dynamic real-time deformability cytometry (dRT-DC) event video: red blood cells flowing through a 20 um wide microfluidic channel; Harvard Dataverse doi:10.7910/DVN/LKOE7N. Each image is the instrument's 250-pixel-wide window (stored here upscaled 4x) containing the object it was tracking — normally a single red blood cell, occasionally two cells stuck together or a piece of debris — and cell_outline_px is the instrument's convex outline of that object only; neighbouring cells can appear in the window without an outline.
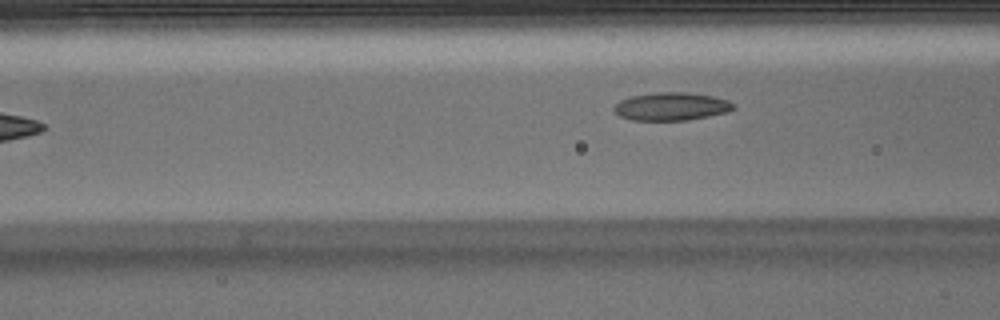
{"species": "Egyptian fruit bat (a non-hibernating species)", "species_latin": "Rousettus aegyptiacus", "temperature_condition": "warm", "stored_images_in_passage": 7, "camera_frame_rate_fps": 3000, "um_per_image_px": 0.085, "animal": {"sex": "male"}, "frame": {"image": 1, "passage_image": 7, "time_ms": 2.0, "image_size_px": [1000, 320], "cell_outline_px": [[736, 108], [728, 112], [688, 120], [632, 120], [620, 116], [612, 108], [620, 100], [632, 96], [656, 92], [684, 92], [712, 96], [728, 100], [736, 104]], "centroid_in_image_um": [57.09, 9.05], "position_along_channel_um": 109.5, "area_um2": 19.48}}